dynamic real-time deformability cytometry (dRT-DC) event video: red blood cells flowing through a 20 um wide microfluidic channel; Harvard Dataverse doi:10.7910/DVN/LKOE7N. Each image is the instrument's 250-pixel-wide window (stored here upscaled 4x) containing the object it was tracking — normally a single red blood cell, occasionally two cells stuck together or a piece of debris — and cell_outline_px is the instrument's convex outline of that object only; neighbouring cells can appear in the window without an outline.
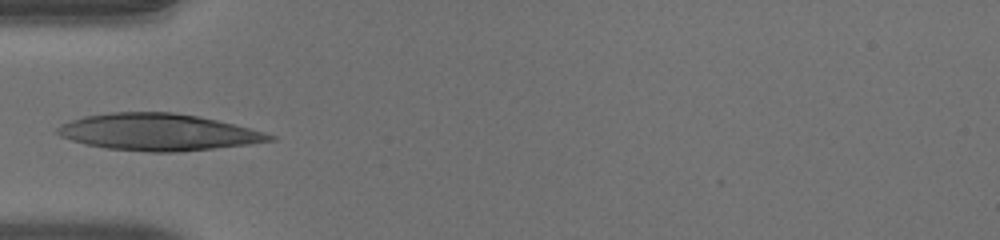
{"species": "human", "species_latin": "Homo sapiens", "temperature_condition": "warm", "stored_images_in_passage": 21, "camera_frame_rate_fps": 3000, "um_per_image_px": 0.085, "donor": {"sex": "male"}, "frame": {"image": 1, "passage_image": 1, "time_ms": 0.0, "image_size_px": [1000, 240], "cell_outline_px": [[276, 140], [248, 144], [176, 152], [148, 152], [108, 148], [88, 144], [72, 140], [60, 136], [56, 132], [56, 128], [60, 124], [84, 116], [112, 112], [172, 112], [196, 116], [216, 120], [264, 132], [276, 136]], "centroid_in_image_um": [13.42, 11.23], "position_along_channel_um": 71.6, "area_um2": 44.97}}
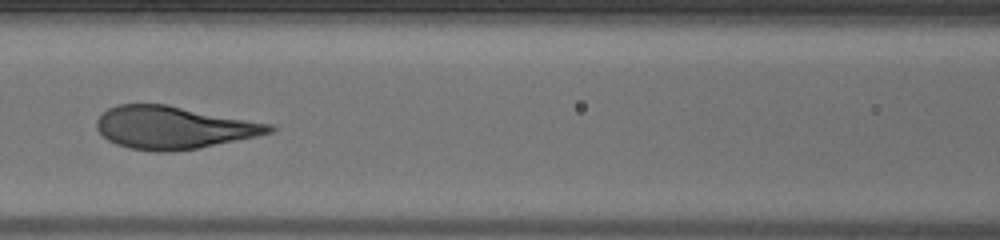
{"frame": {"image": 2, "passage_image": 7, "time_ms": 2.0, "image_size_px": [1000, 240], "cell_outline_px": [[276, 128], [272, 132], [256, 136], [200, 148], [172, 152], [156, 152], [128, 148], [116, 144], [108, 140], [96, 128], [96, 120], [108, 108], [120, 104], [168, 104], [276, 124]], "centroid_in_image_um": [14.79, 10.84], "position_along_channel_um": 151.8, "area_um2": 43.35}}
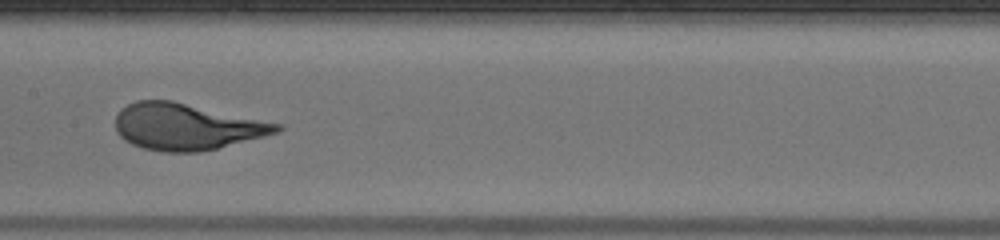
{"frame": {"image": 3, "passage_image": 10, "time_ms": 3.0, "image_size_px": [1000, 240], "cell_outline_px": [[284, 128], [276, 132], [264, 136], [200, 152], [164, 152], [144, 148], [132, 144], [124, 140], [116, 132], [116, 116], [120, 108], [136, 100], [172, 100], [284, 124]], "centroid_in_image_um": [15.84, 10.75], "position_along_channel_um": 191.6, "area_um2": 43.75}}